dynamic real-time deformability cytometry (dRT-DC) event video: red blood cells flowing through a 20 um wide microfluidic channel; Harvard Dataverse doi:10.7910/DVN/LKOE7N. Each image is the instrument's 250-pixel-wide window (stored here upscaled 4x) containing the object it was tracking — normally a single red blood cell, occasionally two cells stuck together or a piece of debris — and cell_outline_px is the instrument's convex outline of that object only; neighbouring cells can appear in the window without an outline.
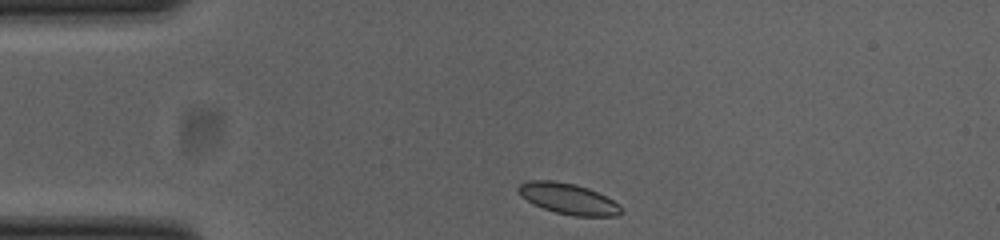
{"species": "common noctule bat (a hibernating species)", "species_latin": "Nyctalus noctula", "temperature_condition": "cold", "stored_images_in_passage": 35, "camera_frame_rate_fps": 3000, "um_per_image_px": 0.085, "animal": {"sex": "female", "body_mass_g": 23.0, "forearm_length_mm": 53.4}, "frame": {"image": 1, "passage_image": 1, "time_ms": 0.0, "image_size_px": [1000, 240], "cell_outline_px": [[624, 212], [616, 216], [572, 216], [556, 212], [532, 204], [520, 196], [516, 188], [520, 184], [528, 180], [552, 180], [576, 184], [588, 188], [620, 204]], "centroid_in_image_um": [48.28, 16.89], "position_along_channel_um": 36.7, "area_um2": 18.61}}
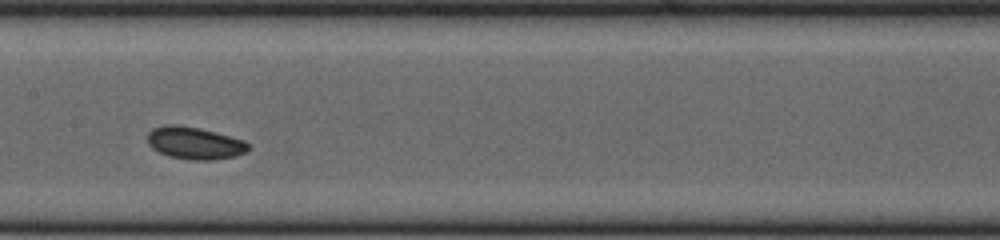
{"frame": {"image": 2, "passage_image": 16, "time_ms": 5.0, "image_size_px": [1000, 240], "cell_outline_px": [[248, 152], [236, 156], [212, 160], [192, 160], [168, 156], [152, 148], [148, 144], [148, 132], [152, 128], [168, 124], [176, 124], [200, 128], [244, 140], [248, 144]], "centroid_in_image_um": [16.54, 12.16], "position_along_channel_um": 190.9, "area_um2": 19.02}}
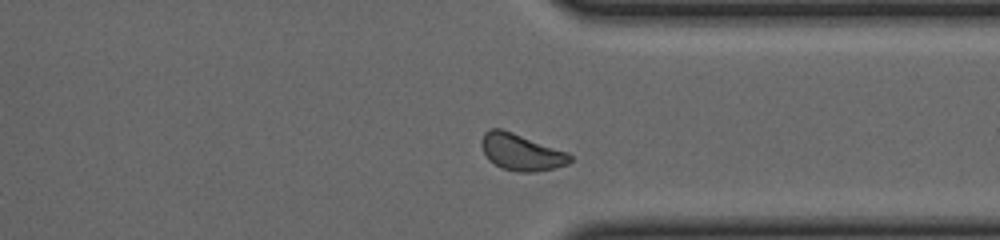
{"frame": {"image": 3, "passage_image": 30, "time_ms": 9.667, "image_size_px": [1000, 240], "cell_outline_px": [[572, 160], [568, 164], [536, 172], [520, 172], [500, 168], [488, 160], [480, 144], [480, 140], [484, 132], [488, 128], [500, 128], [512, 132], [568, 152], [572, 156]], "centroid_in_image_um": [44.27, 12.93], "position_along_channel_um": 367.1, "area_um2": 19.02}}